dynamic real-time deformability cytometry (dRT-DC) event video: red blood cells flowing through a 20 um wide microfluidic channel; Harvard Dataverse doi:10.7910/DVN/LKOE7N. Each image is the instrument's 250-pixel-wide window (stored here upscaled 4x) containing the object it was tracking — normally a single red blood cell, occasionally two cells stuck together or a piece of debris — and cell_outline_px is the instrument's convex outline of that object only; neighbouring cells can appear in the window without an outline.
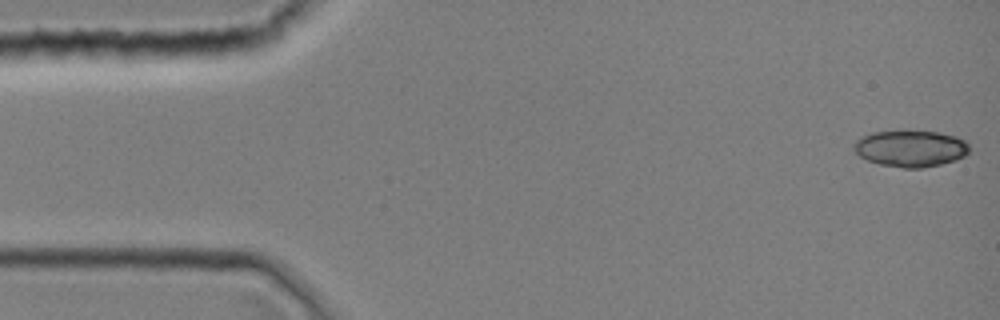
{"species": "common noctule bat (a hibernating species)", "species_latin": "Nyctalus noctula", "temperature_condition": "room temperature", "stored_images_in_passage": 10, "camera_frame_rate_fps": 3000, "um_per_image_px": 0.085, "animal": {"sex": "female", "body_mass_g": 19.0, "forearm_length_mm": 51.5}, "frame": {"image": 1, "passage_image": 1, "time_ms": 0.0, "image_size_px": [1000, 320], "cell_outline_px": [[968, 152], [964, 156], [956, 160], [940, 164], [920, 168], [904, 168], [880, 164], [868, 160], [860, 156], [852, 148], [852, 144], [860, 136], [872, 132], [904, 128], [940, 132], [956, 136], [964, 140], [968, 144]], "centroid_in_image_um": [77.36, 12.57], "position_along_channel_um": 7.6, "area_um2": 25.32}}
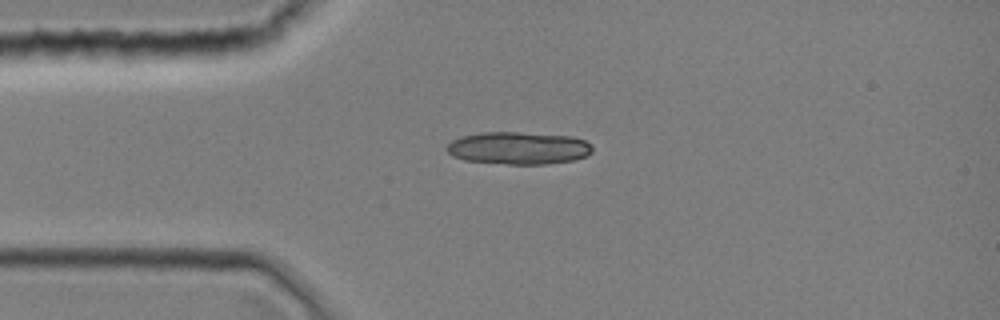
{"frame": {"image": 2, "passage_image": 9, "time_ms": 2.667, "image_size_px": [1000, 320], "cell_outline_px": [[592, 152], [584, 156], [572, 160], [548, 164], [508, 164], [464, 160], [452, 156], [444, 148], [452, 140], [460, 136], [480, 132], [520, 132], [572, 136], [584, 140], [592, 148]], "centroid_in_image_um": [44.01, 12.58], "position_along_channel_um": 41.0, "area_um2": 27.63}}